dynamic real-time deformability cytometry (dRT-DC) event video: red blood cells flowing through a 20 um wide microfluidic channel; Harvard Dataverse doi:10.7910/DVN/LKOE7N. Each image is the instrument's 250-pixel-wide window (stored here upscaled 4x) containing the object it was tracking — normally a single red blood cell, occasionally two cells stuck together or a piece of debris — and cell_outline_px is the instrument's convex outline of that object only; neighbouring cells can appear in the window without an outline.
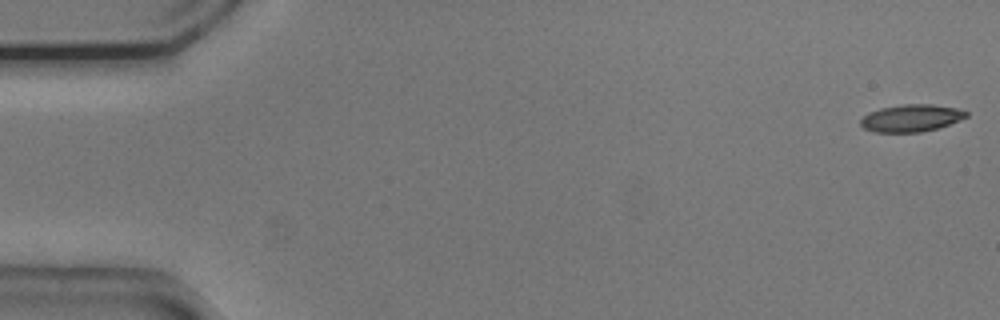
{"species": "common noctule bat (a hibernating species)", "species_latin": "Nyctalus noctula", "temperature_condition": "cold", "stored_images_in_passage": 15, "camera_frame_rate_fps": 3000, "um_per_image_px": 0.085, "animal": {"sex": "male", "body_mass_g": 20.5, "forearm_length_mm": 52.5}, "frame": {"image": 1, "passage_image": 1, "time_ms": 0.0, "image_size_px": [1000, 320], "cell_outline_px": [[968, 116], [940, 128], [920, 132], [876, 132], [864, 128], [860, 124], [860, 120], [868, 112], [880, 108], [904, 104], [932, 104], [956, 108], [968, 112]], "centroid_in_image_um": [77.45, 10.03], "position_along_channel_um": 7.5, "area_um2": 16.76}}
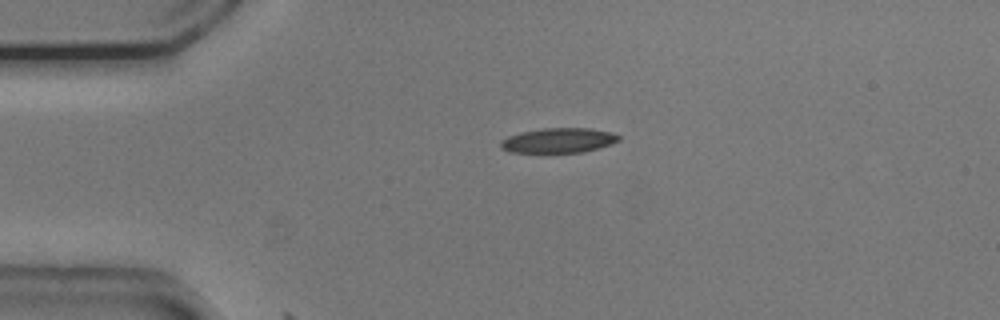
{"frame": {"image": 2, "passage_image": 12, "time_ms": 3.667, "image_size_px": [1000, 320], "cell_outline_px": [[620, 140], [612, 144], [600, 148], [584, 152], [508, 152], [500, 148], [500, 140], [508, 136], [520, 132], [544, 128], [588, 128], [612, 132], [620, 136]], "centroid_in_image_um": [47.48, 11.93], "position_along_channel_um": 37.5, "area_um2": 17.22}}